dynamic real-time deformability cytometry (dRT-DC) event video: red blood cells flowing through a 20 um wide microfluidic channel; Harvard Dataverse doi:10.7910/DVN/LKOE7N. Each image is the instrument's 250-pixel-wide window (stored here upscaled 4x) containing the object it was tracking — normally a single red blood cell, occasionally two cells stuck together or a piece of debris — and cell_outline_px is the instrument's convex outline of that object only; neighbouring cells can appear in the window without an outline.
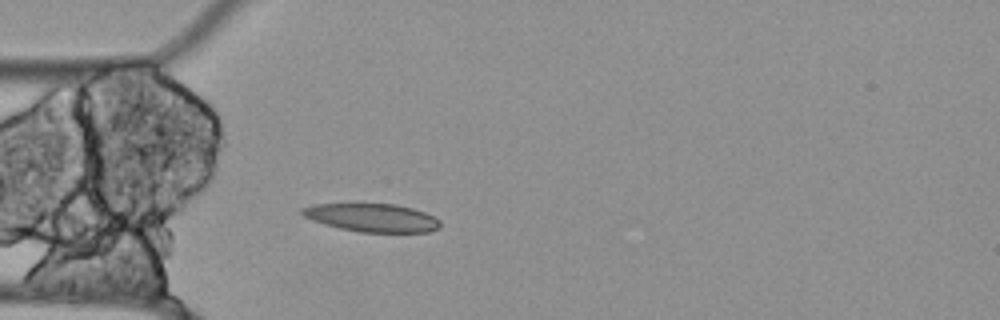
{"species": "Egyptian fruit bat (a non-hibernating species)", "species_latin": "Rousettus aegyptiacus", "temperature_condition": "cold", "stored_images_in_passage": 37, "camera_frame_rate_fps": 3000, "um_per_image_px": 0.085, "animal": {"sex": "female"}, "frame": {"image": 1, "passage_image": 4, "time_ms": 1.0, "image_size_px": [1000, 320], "cell_outline_px": [[440, 228], [428, 232], [360, 232], [340, 228], [324, 224], [312, 220], [304, 216], [300, 212], [300, 208], [316, 204], [396, 204], [412, 208], [424, 212], [440, 220]], "centroid_in_image_um": [31.63, 18.5], "position_along_channel_um": 53.4, "area_um2": 22.6}}
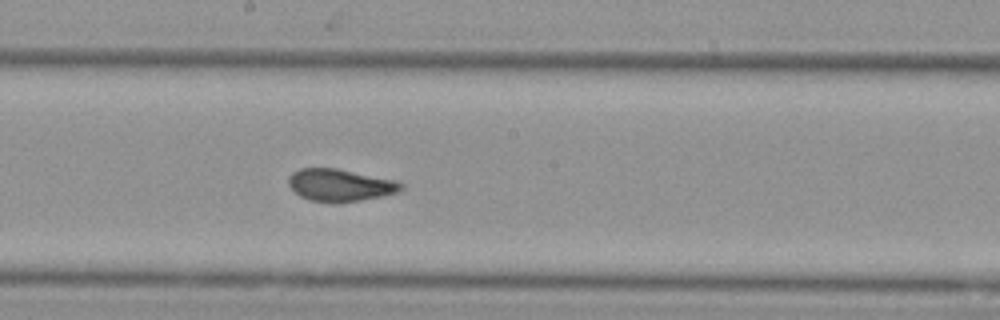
{"frame": {"image": 2, "passage_image": 18, "time_ms": 5.667, "image_size_px": [1000, 320], "cell_outline_px": [[404, 188], [400, 192], [384, 196], [360, 200], [308, 200], [300, 196], [288, 184], [288, 176], [292, 172], [300, 168], [336, 168], [396, 180], [404, 184]], "centroid_in_image_um": [28.94, 15.7], "position_along_channel_um": 219.3, "area_um2": 20.81}}
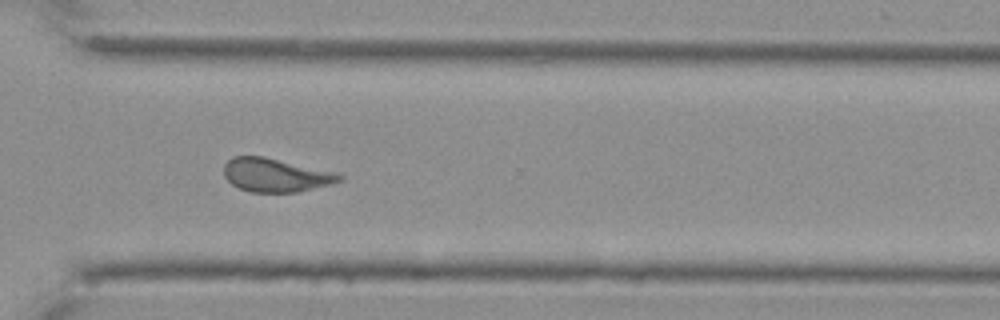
{"frame": {"image": 3, "passage_image": 29, "time_ms": 9.333, "image_size_px": [1000, 320], "cell_outline_px": [[344, 180], [332, 184], [296, 192], [252, 192], [240, 188], [232, 184], [224, 176], [224, 164], [232, 156], [264, 156], [336, 172], [344, 176]], "centroid_in_image_um": [23.45, 14.87], "position_along_channel_um": 347.1, "area_um2": 22.66}}